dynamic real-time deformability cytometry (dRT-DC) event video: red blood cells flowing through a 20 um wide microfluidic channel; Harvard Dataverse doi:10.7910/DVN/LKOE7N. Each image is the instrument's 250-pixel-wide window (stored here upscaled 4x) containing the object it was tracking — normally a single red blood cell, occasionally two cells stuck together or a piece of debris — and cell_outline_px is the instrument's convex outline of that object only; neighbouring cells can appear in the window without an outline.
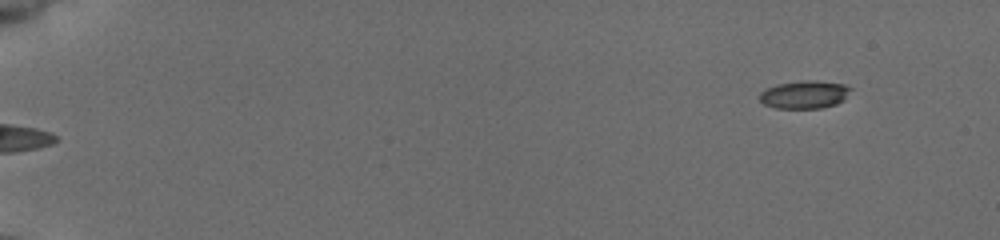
{"species": "common noctule bat (a hibernating species)", "species_latin": "Nyctalus noctula", "temperature_condition": "cold", "stored_images_in_passage": 50, "camera_frame_rate_fps": 3000, "um_per_image_px": 0.085, "animal": {"sex": "female", "body_mass_g": 19.5, "forearm_length_mm": 54.1}, "frame": {"image": 1, "passage_image": 1, "time_ms": 0.0, "image_size_px": [1000, 240], "cell_outline_px": [[852, 88], [844, 100], [836, 104], [820, 108], [776, 108], [764, 104], [760, 100], [760, 92], [764, 88], [776, 84], [800, 80], [816, 80], [844, 84]], "centroid_in_image_um": [68.37, 8.02], "position_along_channel_um": 16.6, "area_um2": 14.97}}
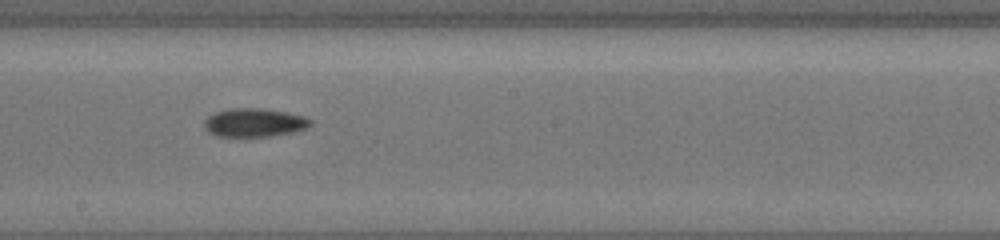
{"frame": {"image": 2, "passage_image": 29, "time_ms": 9.333, "image_size_px": [1000, 240], "cell_outline_px": [[312, 124], [304, 128], [288, 132], [260, 136], [220, 136], [212, 132], [204, 124], [208, 116], [216, 112], [228, 108], [264, 108], [288, 112], [304, 116], [312, 120]], "centroid_in_image_um": [21.64, 10.38], "position_along_channel_um": 226.6, "area_um2": 17.11}}
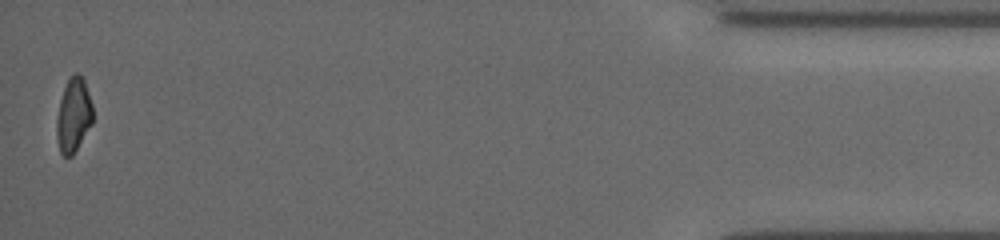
{"frame": {"image": 3, "passage_image": 50, "time_ms": 16.333, "image_size_px": [1000, 240], "cell_outline_px": [[92, 124], [72, 156], [64, 156], [60, 152], [56, 136], [56, 120], [60, 100], [68, 76], [76, 72], [80, 72], [84, 80], [92, 104]], "centroid_in_image_um": [6.24, 9.76], "position_along_channel_um": 429.0, "area_um2": 15.72}, "authors_computed_cell_mechanics": {"area_um2": 16.3285, "velocity_mm_per_s": 3.9377, "shape_relaxation_time_tau1_ms": 5.0716, "shape_relaxation_time_tau2_ms": 5.9838, "deformation_change_tau1": 0.128, "deformation_change_tau2": 0.1234}}